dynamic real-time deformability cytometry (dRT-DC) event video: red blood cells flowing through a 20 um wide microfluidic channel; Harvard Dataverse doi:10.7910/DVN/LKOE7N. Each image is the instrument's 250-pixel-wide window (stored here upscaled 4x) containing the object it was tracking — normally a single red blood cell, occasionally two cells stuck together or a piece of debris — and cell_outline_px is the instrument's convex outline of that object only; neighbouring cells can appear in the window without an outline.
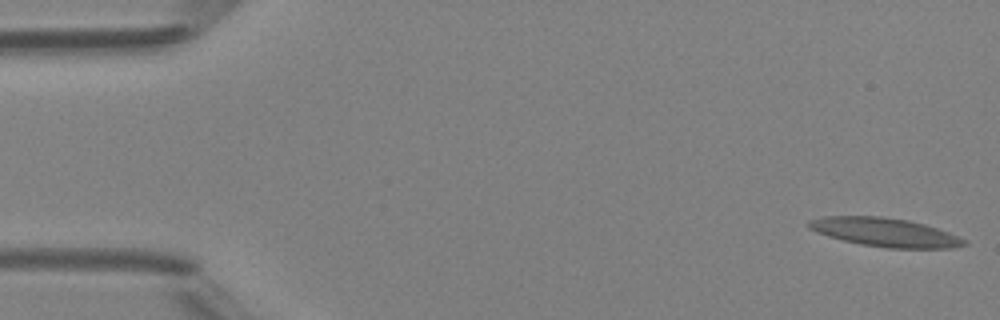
{"species": "Egyptian fruit bat (a non-hibernating species)", "species_latin": "Rousettus aegyptiacus", "temperature_condition": "room temperature", "stored_images_in_passage": 12, "camera_frame_rate_fps": 3000, "um_per_image_px": 0.085, "animal": {"sex": "female"}, "frame": {"image": 1, "passage_image": 1, "time_ms": 0.0, "image_size_px": [1000, 320], "cell_outline_px": [[968, 244], [952, 248], [888, 248], [860, 244], [828, 236], [816, 232], [808, 228], [808, 220], [824, 216], [880, 216], [908, 220], [924, 224], [948, 232], [968, 240]], "centroid_in_image_um": [75.23, 19.74], "position_along_channel_um": 9.8, "area_um2": 25.95}}